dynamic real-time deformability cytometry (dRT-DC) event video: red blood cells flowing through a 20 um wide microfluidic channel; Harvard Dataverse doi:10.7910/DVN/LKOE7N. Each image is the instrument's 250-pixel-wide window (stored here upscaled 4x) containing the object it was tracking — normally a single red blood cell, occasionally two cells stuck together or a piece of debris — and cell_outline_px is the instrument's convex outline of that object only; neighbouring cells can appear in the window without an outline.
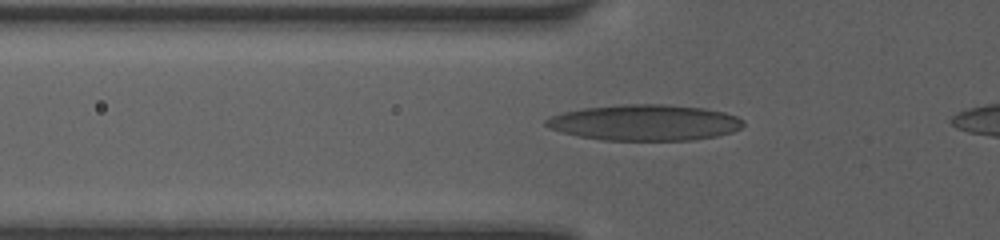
{"species": "human", "species_latin": "Homo sapiens", "temperature_condition": "room temperature", "stored_images_in_passage": 36, "camera_frame_rate_fps": 3000, "um_per_image_px": 0.085, "donor": {"sex": "female"}, "frame": {"image": 1, "passage_image": 8, "time_ms": 2.333, "image_size_px": [1000, 240], "cell_outline_px": [[744, 124], [740, 128], [732, 132], [716, 136], [692, 140], [604, 140], [580, 136], [564, 132], [552, 128], [544, 124], [544, 120], [552, 116], [564, 112], [584, 108], [624, 104], [664, 104], [704, 108], [724, 112], [736, 116], [744, 120]], "centroid_in_image_um": [54.85, 10.41], "position_along_channel_um": 71.0, "area_um2": 41.04}}
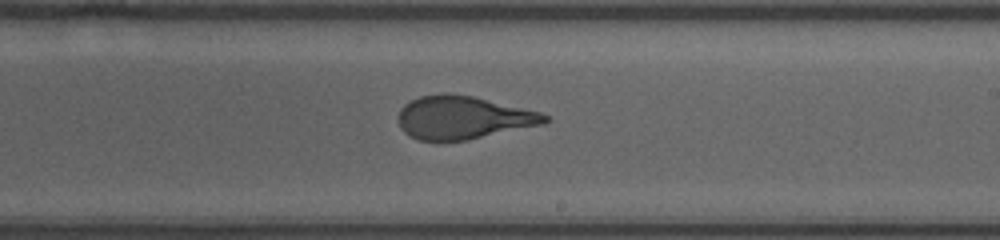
{"frame": {"image": 2, "passage_image": 21, "time_ms": 6.667, "image_size_px": [1000, 240], "cell_outline_px": [[552, 120], [544, 124], [468, 140], [420, 140], [404, 132], [400, 128], [400, 108], [404, 104], [420, 96], [440, 92], [444, 92], [472, 96], [540, 112], [548, 116]], "centroid_in_image_um": [39.38, 9.98], "position_along_channel_um": 249.6, "area_um2": 36.59}}
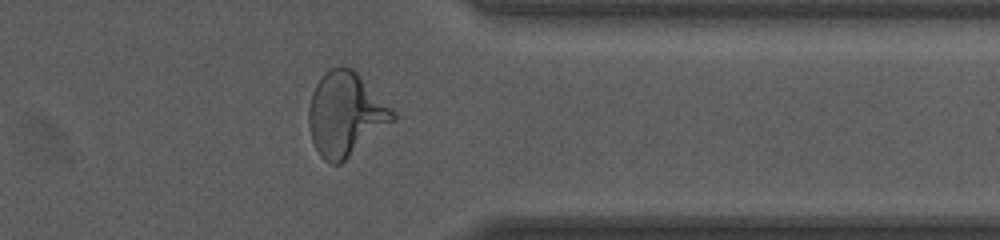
{"frame": {"image": 3, "passage_image": 31, "time_ms": 10.0, "image_size_px": [1000, 240], "cell_outline_px": [[396, 120], [340, 164], [332, 164], [324, 160], [320, 156], [312, 140], [308, 124], [308, 112], [312, 92], [316, 84], [324, 72], [336, 64], [344, 64], [352, 68], [396, 112]], "centroid_in_image_um": [29.36, 9.69], "position_along_channel_um": 382.0, "area_um2": 41.21}, "authors_computed_cell_mechanics": {"area_um2": 37.4255, "velocity_mm_per_s": 4.1277, "shape_relaxation_time_tau1_ms": 5.0564, "shape_relaxation_time_tau2_ms": 0.7346, "deformation_change_tau1": 0.2366, "deformation_change_tau2": 0.0889}}